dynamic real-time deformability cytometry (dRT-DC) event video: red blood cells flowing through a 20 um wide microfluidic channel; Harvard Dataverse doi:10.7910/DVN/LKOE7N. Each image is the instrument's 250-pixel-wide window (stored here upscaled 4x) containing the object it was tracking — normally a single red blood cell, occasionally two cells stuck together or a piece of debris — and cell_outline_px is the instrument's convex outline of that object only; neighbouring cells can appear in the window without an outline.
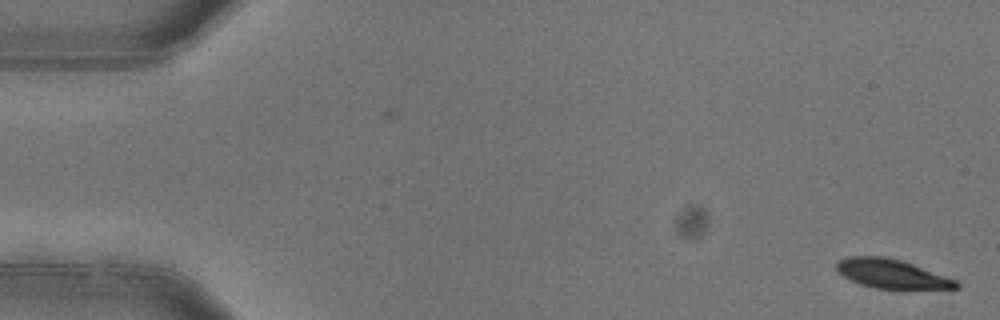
{"species": "common noctule bat (a hibernating species)", "species_latin": "Nyctalus noctula", "temperature_condition": "warm", "stored_images_in_passage": 4, "camera_frame_rate_fps": 3000, "um_per_image_px": 0.085, "animal": {"sex": "female"}, "frame": {"image": 1, "passage_image": 1, "time_ms": 0.0, "image_size_px": [1000, 320], "cell_outline_px": [[960, 288], [872, 288], [860, 284], [836, 272], [836, 264], [840, 260], [848, 256], [884, 256], [904, 260], [960, 280]], "centroid_in_image_um": [75.85, 23.25], "position_along_channel_um": 9.2, "area_um2": 20.52}}